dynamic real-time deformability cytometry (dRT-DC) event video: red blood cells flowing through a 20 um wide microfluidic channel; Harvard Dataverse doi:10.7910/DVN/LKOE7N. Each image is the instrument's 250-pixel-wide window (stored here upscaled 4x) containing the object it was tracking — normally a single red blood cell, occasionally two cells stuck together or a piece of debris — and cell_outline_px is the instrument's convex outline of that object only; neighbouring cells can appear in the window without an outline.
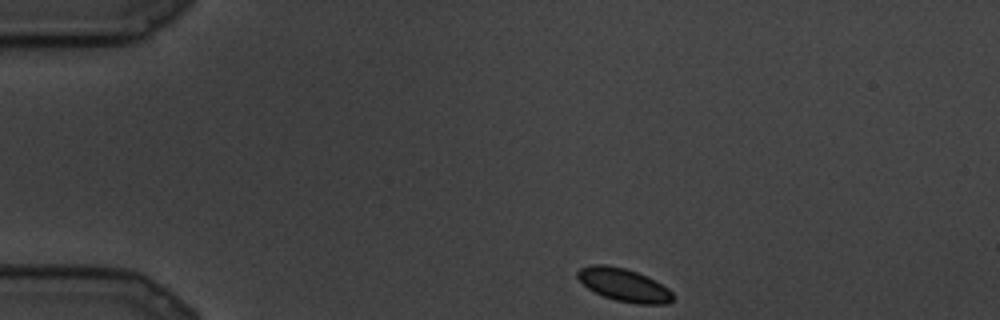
{"species": "common noctule bat (a hibernating species)", "species_latin": "Nyctalus noctula", "temperature_condition": "cold", "stored_images_in_passage": 76, "camera_frame_rate_fps": 3000, "um_per_image_px": 0.085, "animal": {"sex": "male", "body_mass_g": 19.5, "forearm_length_mm": 54.6}, "frame": {"image": 1, "passage_image": 1, "time_ms": 0.0, "image_size_px": [1000, 320], "cell_outline_px": [[676, 296], [668, 304], [636, 304], [616, 300], [604, 296], [588, 288], [576, 276], [576, 272], [580, 268], [588, 264], [604, 264], [624, 268], [648, 276], [656, 280], [668, 288]], "centroid_in_image_um": [53.06, 24.21], "position_along_channel_um": 31.9, "area_um2": 18.44}}
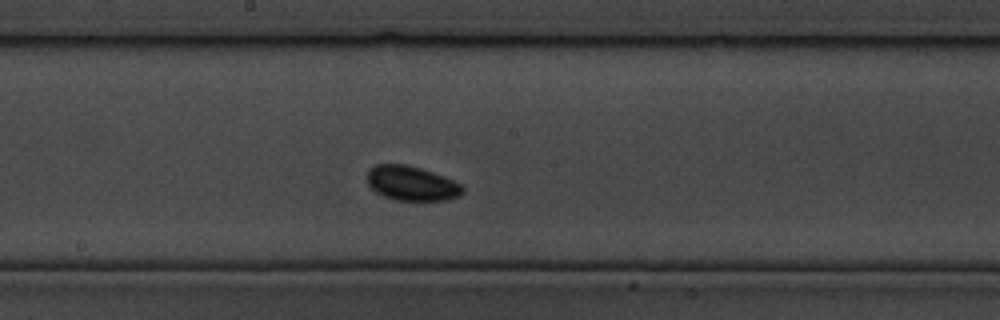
{"frame": {"image": 2, "passage_image": 34, "time_ms": 11.0, "image_size_px": [1000, 320], "cell_outline_px": [[464, 192], [460, 196], [448, 200], [396, 200], [384, 196], [376, 192], [368, 184], [368, 168], [376, 164], [408, 164], [444, 176], [460, 184], [464, 188]], "centroid_in_image_um": [34.99, 15.58], "position_along_channel_um": 213.2, "area_um2": 19.25}}
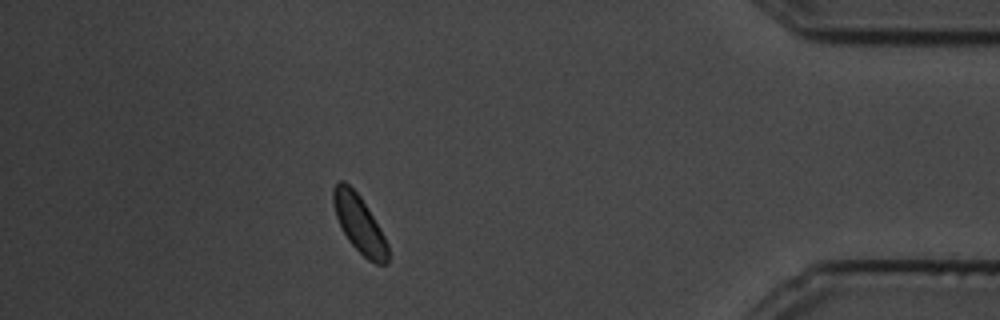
{"frame": {"image": 3, "passage_image": 66, "time_ms": 21.667, "image_size_px": [1000, 320], "cell_outline_px": [[388, 264], [376, 264], [368, 260], [348, 240], [336, 216], [332, 204], [332, 188], [340, 180], [344, 180], [360, 196], [380, 228], [388, 244]], "centroid_in_image_um": [30.53, 19.02], "position_along_channel_um": 404.7, "area_um2": 18.15}}